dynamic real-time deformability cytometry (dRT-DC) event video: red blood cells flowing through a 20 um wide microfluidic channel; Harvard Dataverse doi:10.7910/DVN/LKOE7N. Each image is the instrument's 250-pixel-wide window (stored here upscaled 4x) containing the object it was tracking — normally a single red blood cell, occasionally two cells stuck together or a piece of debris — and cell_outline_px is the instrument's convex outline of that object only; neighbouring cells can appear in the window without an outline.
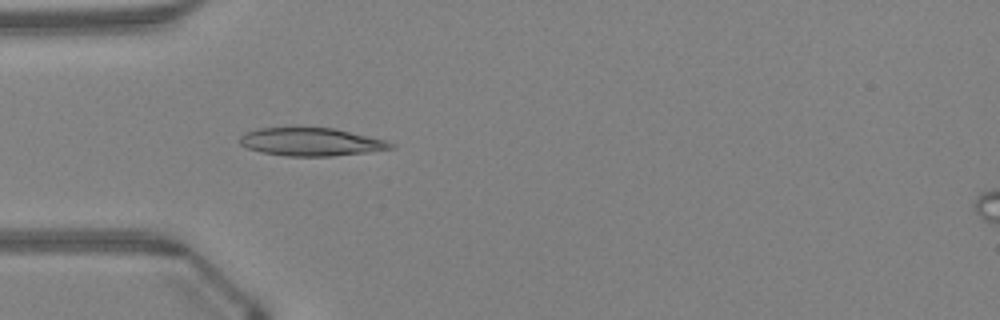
{"species": "Egyptian fruit bat (a non-hibernating species)", "species_latin": "Rousettus aegyptiacus", "temperature_condition": "warm", "stored_images_in_passage": 47, "camera_frame_rate_fps": 3000, "um_per_image_px": 0.085, "animal": {"sex": "female"}, "frame": {"image": 1, "passage_image": 14, "time_ms": 4.333, "image_size_px": [1000, 320], "cell_outline_px": [[396, 148], [332, 156], [284, 156], [260, 152], [248, 148], [240, 144], [240, 136], [244, 132], [256, 128], [332, 128], [384, 140], [396, 144]], "centroid_in_image_um": [26.39, 12.07], "position_along_channel_um": 58.6, "area_um2": 24.45}}
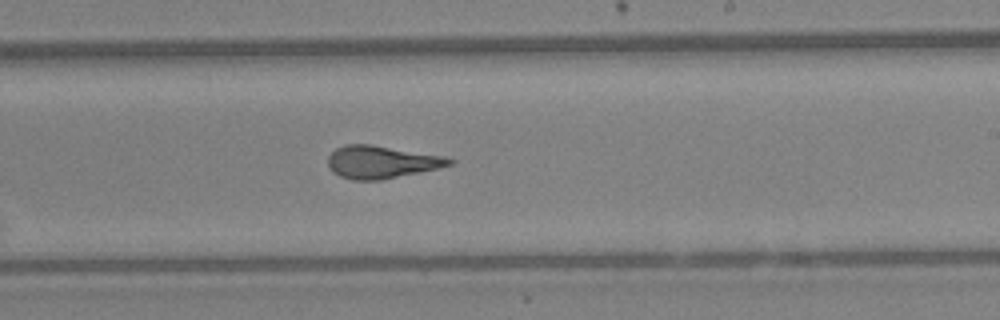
{"frame": {"image": 2, "passage_image": 28, "time_ms": 9.0, "image_size_px": [1000, 320], "cell_outline_px": [[456, 160], [452, 164], [440, 168], [380, 180], [352, 180], [340, 176], [332, 172], [328, 164], [328, 156], [336, 148], [344, 144], [372, 144], [444, 156]], "centroid_in_image_um": [32.42, 13.77], "position_along_channel_um": 256.6, "area_um2": 23.18}}
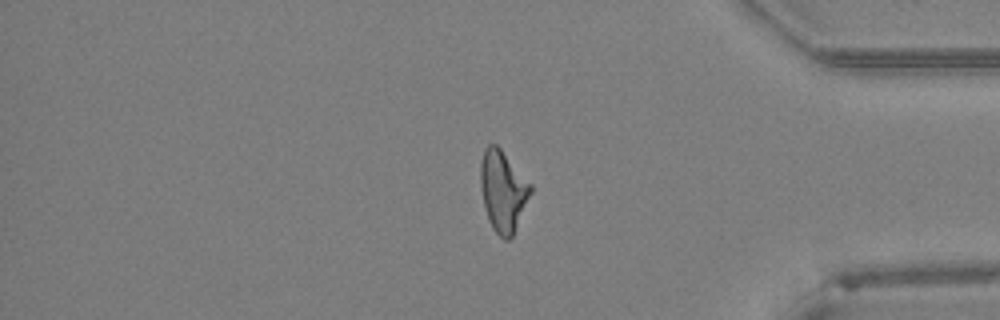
{"frame": {"image": 3, "passage_image": 39, "time_ms": 12.667, "image_size_px": [1000, 320], "cell_outline_px": [[532, 192], [512, 236], [508, 240], [504, 240], [492, 228], [484, 208], [480, 184], [480, 160], [484, 148], [488, 144], [496, 144], [500, 148], [532, 184]], "centroid_in_image_um": [42.74, 16.21], "position_along_channel_um": 392.5, "area_um2": 23.7}, "authors_computed_cell_mechanics": {"area_um2": 23.698, "velocity_mm_per_s": 4.3375, "shape_relaxation_time_tau1_ms": 5.4728, "shape_relaxation_time_tau2_ms": 1.3724, "deformation_change_tau1": 0.1881, "deformation_change_tau2": 0.0809}}